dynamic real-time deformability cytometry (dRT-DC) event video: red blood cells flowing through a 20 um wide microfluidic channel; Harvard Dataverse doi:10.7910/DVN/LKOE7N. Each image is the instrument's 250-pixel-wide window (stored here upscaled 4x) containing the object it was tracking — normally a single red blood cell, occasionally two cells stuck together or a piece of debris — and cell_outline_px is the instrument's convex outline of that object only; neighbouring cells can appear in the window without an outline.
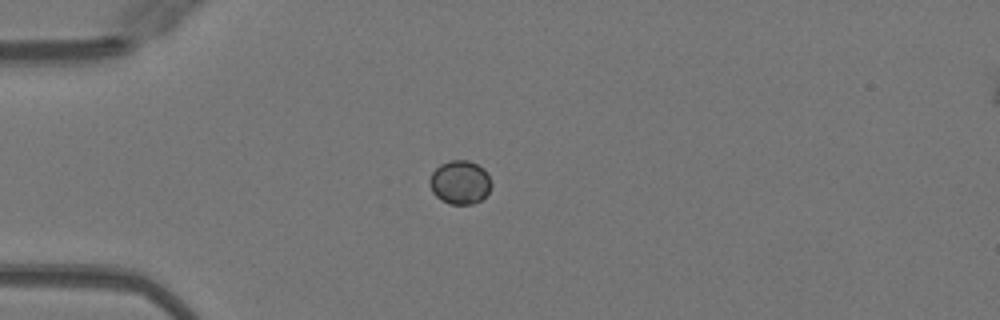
{"species": "Egyptian fruit bat (a non-hibernating species)", "species_latin": "Rousettus aegyptiacus", "temperature_condition": "warm", "stored_images_in_passage": 37, "camera_frame_rate_fps": 3000, "um_per_image_px": 0.085, "animal": {"sex": "female"}, "frame": {"image": 1, "passage_image": 1, "time_ms": 0.0, "image_size_px": [1000, 320], "cell_outline_px": [[492, 184], [488, 192], [480, 200], [472, 204], [448, 204], [440, 200], [432, 192], [428, 184], [428, 180], [432, 172], [440, 164], [448, 160], [468, 160], [484, 168], [488, 172]], "centroid_in_image_um": [39.08, 15.49], "position_along_channel_um": 45.9, "area_um2": 15.95}}
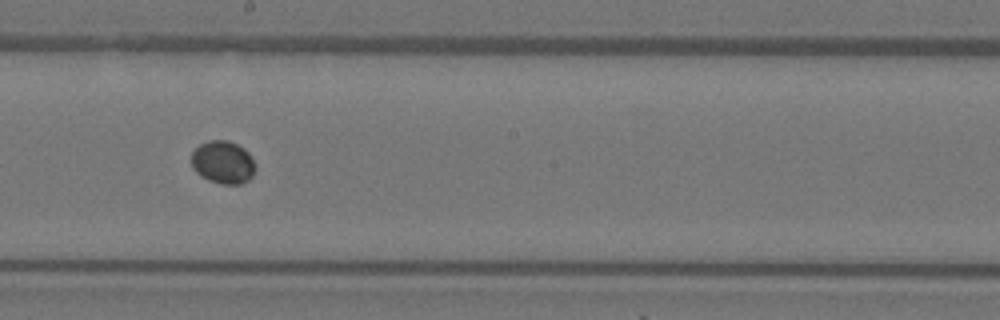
{"frame": {"image": 2, "passage_image": 16, "time_ms": 5.0, "image_size_px": [1000, 320], "cell_outline_px": [[256, 168], [252, 176], [248, 180], [240, 184], [220, 184], [208, 180], [200, 176], [192, 168], [192, 152], [200, 144], [208, 140], [228, 140], [244, 148], [252, 156], [256, 164]], "centroid_in_image_um": [18.97, 13.8], "position_along_channel_um": 229.2, "area_um2": 16.18}}
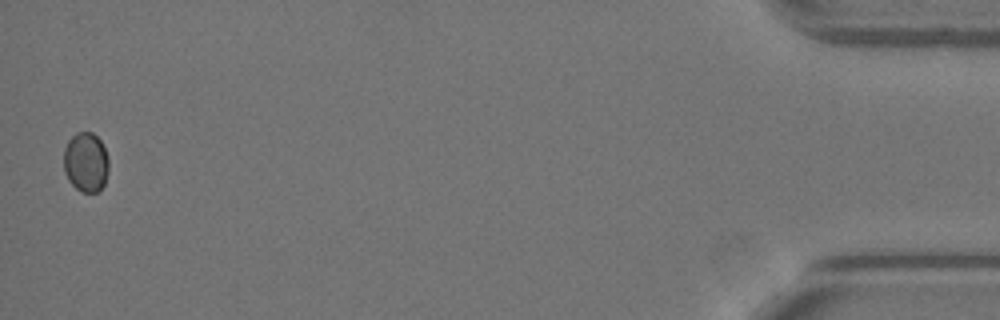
{"frame": {"image": 3, "passage_image": 37, "time_ms": 12.0, "image_size_px": [1000, 320], "cell_outline_px": [[108, 172], [104, 184], [96, 192], [80, 192], [68, 180], [64, 172], [64, 148], [68, 140], [76, 132], [92, 132], [100, 140], [108, 156]], "centroid_in_image_um": [7.29, 13.78], "position_along_channel_um": 427.9, "area_um2": 15.72}}